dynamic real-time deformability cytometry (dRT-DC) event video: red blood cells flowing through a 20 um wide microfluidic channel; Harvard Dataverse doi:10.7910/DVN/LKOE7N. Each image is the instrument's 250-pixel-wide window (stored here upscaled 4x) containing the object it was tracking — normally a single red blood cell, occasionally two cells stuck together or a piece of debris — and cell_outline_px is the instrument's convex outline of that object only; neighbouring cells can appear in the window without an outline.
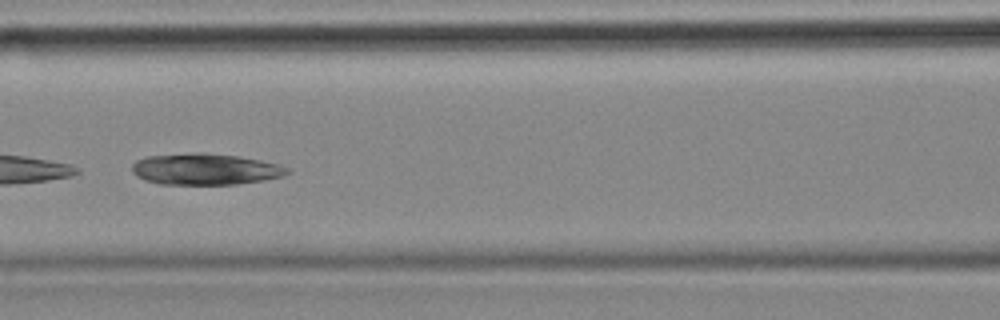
{"species": "common noctule bat (a hibernating species)", "species_latin": "Nyctalus noctula", "temperature_condition": "cold", "stored_images_in_passage": 9, "camera_frame_rate_fps": 3000, "um_per_image_px": 0.085, "animal": {"sex": "female", "body_mass_g": 18.4}, "frame": {"image": 1, "passage_image": 7, "time_ms": 2.0, "image_size_px": [1000, 320], "cell_outline_px": [[292, 172], [284, 176], [264, 180], [236, 184], [160, 184], [144, 180], [136, 176], [132, 172], [132, 164], [136, 160], [148, 156], [196, 152], [200, 152], [236, 156], [260, 160], [276, 164], [288, 168]], "centroid_in_image_um": [17.43, 14.38], "position_along_channel_um": 149.2, "area_um2": 28.32}}